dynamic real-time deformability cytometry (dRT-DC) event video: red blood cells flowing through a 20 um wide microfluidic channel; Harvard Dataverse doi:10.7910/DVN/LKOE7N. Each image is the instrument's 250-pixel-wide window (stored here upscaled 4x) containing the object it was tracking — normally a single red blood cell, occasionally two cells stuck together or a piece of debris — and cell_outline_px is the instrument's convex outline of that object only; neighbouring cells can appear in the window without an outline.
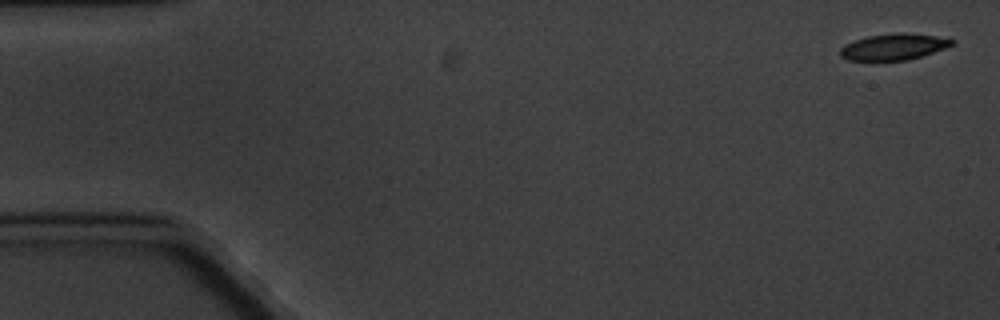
{"species": "common noctule bat (a hibernating species)", "species_latin": "Nyctalus noctula", "temperature_condition": "cold", "stored_images_in_passage": 4, "camera_frame_rate_fps": 3000, "um_per_image_px": 0.085, "animal": {"sex": "male", "body_mass_g": 20.1, "forearm_length_mm": 53.5}, "frame": {"image": 1, "passage_image": 1, "time_ms": 0.0, "image_size_px": [1000, 320], "cell_outline_px": [[956, 44], [908, 60], [848, 60], [840, 56], [840, 48], [844, 44], [868, 36], [900, 32], [904, 32], [936, 36], [956, 40]], "centroid_in_image_um": [75.97, 3.97], "position_along_channel_um": 9.0, "area_um2": 16.99}}